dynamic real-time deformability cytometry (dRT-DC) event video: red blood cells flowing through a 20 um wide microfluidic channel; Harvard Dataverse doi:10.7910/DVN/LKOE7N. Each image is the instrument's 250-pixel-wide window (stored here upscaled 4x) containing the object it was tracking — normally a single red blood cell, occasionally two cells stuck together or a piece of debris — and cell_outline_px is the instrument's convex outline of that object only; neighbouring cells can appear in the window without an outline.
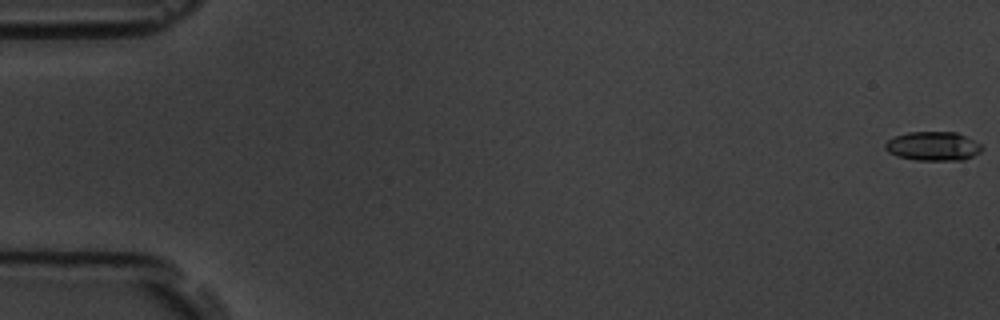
{"species": "common noctule bat (a hibernating species)", "species_latin": "Nyctalus noctula", "temperature_condition": "room temperature", "stored_images_in_passage": 6, "camera_frame_rate_fps": 3000, "um_per_image_px": 0.085, "animal": {"sex": "male", "body_mass_g": 19.5, "forearm_length_mm": 54.6}, "frame": {"image": 1, "passage_image": 1, "time_ms": 0.0, "image_size_px": [1000, 320], "cell_outline_px": [[984, 148], [980, 152], [964, 160], [916, 160], [896, 156], [888, 152], [884, 148], [884, 144], [888, 140], [896, 136], [908, 132], [956, 132], [984, 144]], "centroid_in_image_um": [79.34, 12.42], "position_along_channel_um": 5.7, "area_um2": 16.53}}